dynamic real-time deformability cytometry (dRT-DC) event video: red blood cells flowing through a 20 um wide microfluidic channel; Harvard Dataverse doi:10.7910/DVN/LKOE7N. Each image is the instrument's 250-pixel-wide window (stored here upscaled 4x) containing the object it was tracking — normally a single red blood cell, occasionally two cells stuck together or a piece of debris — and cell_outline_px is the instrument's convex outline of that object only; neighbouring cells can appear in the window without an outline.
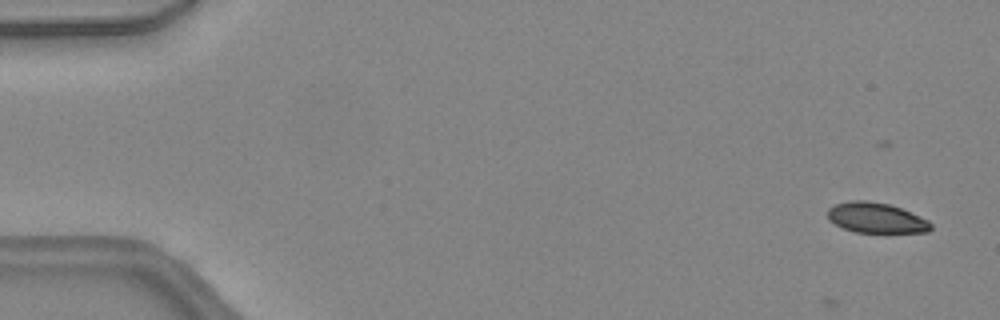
{"species": "common noctule bat (a hibernating species)", "species_latin": "Nyctalus noctula", "temperature_condition": "warm", "stored_images_in_passage": 15, "camera_frame_rate_fps": 3000, "um_per_image_px": 0.085, "animal": {"sex": "female", "body_mass_g": 24.6, "forearm_length_mm": 56.2}, "frame": {"image": 1, "passage_image": 4, "time_ms": 1.0, "image_size_px": [1000, 320], "cell_outline_px": [[932, 228], [928, 232], [856, 232], [844, 228], [828, 220], [828, 208], [836, 204], [848, 200], [864, 200], [888, 204], [900, 208], [928, 220], [932, 224]], "centroid_in_image_um": [74.46, 18.51], "position_along_channel_um": 10.5, "area_um2": 18.03}}